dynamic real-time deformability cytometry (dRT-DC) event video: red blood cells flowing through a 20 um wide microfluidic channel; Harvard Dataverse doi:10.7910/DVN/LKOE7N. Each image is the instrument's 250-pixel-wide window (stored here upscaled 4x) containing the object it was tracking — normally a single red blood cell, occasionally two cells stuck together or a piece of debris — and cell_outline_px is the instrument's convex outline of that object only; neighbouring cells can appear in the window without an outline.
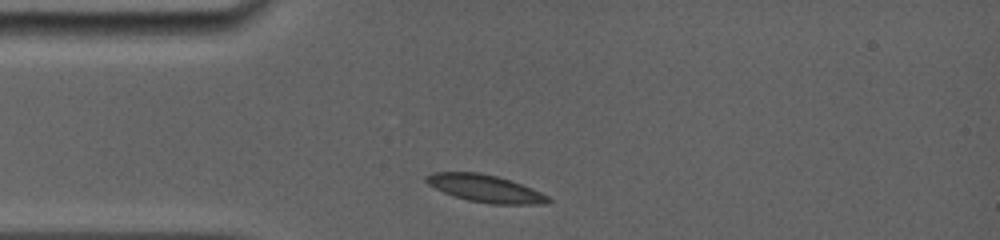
{"species": "common noctule bat (a hibernating species)", "species_latin": "Nyctalus noctula", "temperature_condition": "room temperature", "stored_images_in_passage": 6, "camera_frame_rate_fps": 5000, "um_per_image_px": 0.085, "animal": {"sex": "female", "body_mass_g": 19.0, "forearm_length_mm": 56.7}, "frame": {"image": 1, "passage_image": 1, "time_ms": 0.0, "image_size_px": [1000, 240], "cell_outline_px": [[552, 200], [544, 204], [488, 204], [468, 200], [444, 192], [428, 184], [424, 180], [424, 176], [432, 172], [480, 172], [512, 180], [532, 188], [548, 196]], "centroid_in_image_um": [41.25, 16.01], "position_along_channel_um": 43.8, "area_um2": 19.48}}
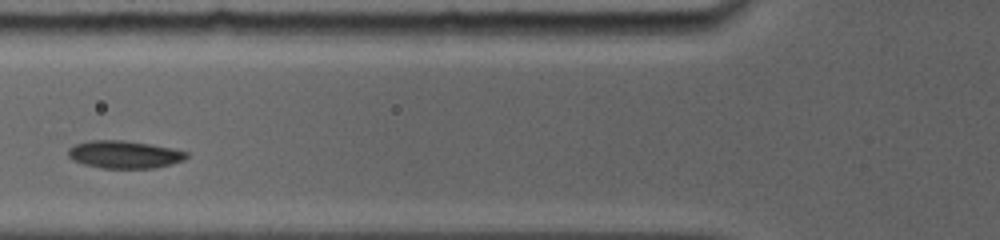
{"frame": {"image": 2, "passage_image": 4, "time_ms": 2.2, "image_size_px": [1000, 240], "cell_outline_px": [[188, 156], [184, 160], [152, 168], [100, 168], [84, 164], [72, 160], [68, 156], [68, 148], [76, 144], [88, 140], [124, 140], [152, 144], [172, 148], [188, 152]], "centroid_in_image_um": [10.54, 13.12], "position_along_channel_um": 115.3, "area_um2": 19.07}}
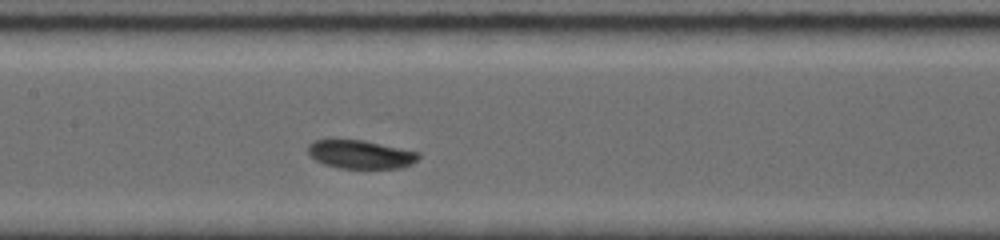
{"frame": {"image": 3, "passage_image": 6, "time_ms": 3.8, "image_size_px": [1000, 240], "cell_outline_px": [[420, 156], [412, 164], [400, 168], [340, 168], [324, 164], [316, 160], [308, 152], [308, 144], [316, 140], [364, 140], [420, 152]], "centroid_in_image_um": [30.68, 13.12], "position_along_channel_um": 176.7, "area_um2": 18.21}}